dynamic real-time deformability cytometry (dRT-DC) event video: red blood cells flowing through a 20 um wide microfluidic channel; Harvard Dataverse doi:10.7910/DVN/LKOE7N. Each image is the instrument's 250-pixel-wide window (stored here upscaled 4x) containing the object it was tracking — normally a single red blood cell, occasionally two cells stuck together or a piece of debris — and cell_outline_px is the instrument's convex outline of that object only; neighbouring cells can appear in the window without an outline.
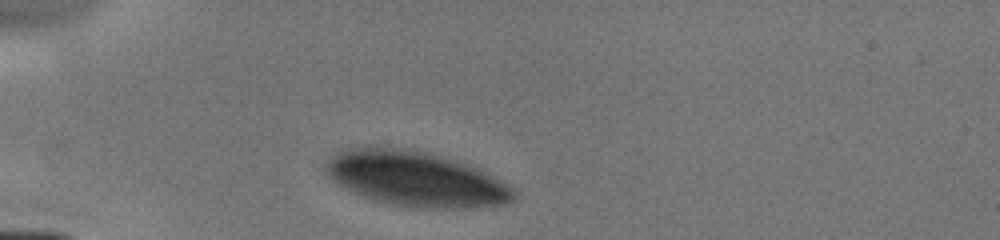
{"species": "human", "species_latin": "Homo sapiens", "temperature_condition": "cold", "stored_images_in_passage": 2, "camera_frame_rate_fps": 3000, "um_per_image_px": 0.085, "donor": {"sex": "male"}, "frame": {"image": 1, "passage_image": 1, "time_ms": 0.0, "image_size_px": [1000, 240], "cell_outline_px": [[516, 200], [508, 204], [464, 208], [432, 208], [388, 204], [372, 200], [360, 196], [336, 184], [324, 172], [324, 164], [332, 156], [348, 148], [404, 148], [452, 160], [480, 168], [516, 188]], "centroid_in_image_um": [35.37, 15.24], "position_along_channel_um": 49.6, "area_um2": 60.05}}